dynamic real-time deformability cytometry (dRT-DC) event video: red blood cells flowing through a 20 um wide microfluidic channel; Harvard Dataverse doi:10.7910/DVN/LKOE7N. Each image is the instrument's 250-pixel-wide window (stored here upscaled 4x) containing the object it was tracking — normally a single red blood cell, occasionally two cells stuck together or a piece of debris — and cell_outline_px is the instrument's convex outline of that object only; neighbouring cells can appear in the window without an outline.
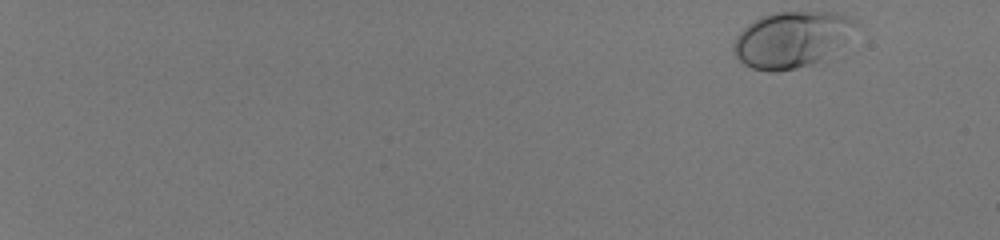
{"species": "human", "species_latin": "Homo sapiens", "temperature_condition": "room temperature", "stored_images_in_passage": 51, "camera_frame_rate_fps": 3000, "um_per_image_px": 0.085, "donor": {"sex": "male"}, "frame": {"image": 1, "passage_image": 1, "time_ms": 0.0, "image_size_px": [1000, 240], "cell_outline_px": [[856, 24], [820, 60], [796, 68], [776, 72], [768, 72], [752, 68], [744, 64], [736, 56], [732, 48], [736, 36], [748, 24], [760, 16], [776, 12], [832, 12], [848, 16], [856, 20]], "centroid_in_image_um": [67.14, 3.34], "position_along_channel_um": 17.9, "area_um2": 38.49}}
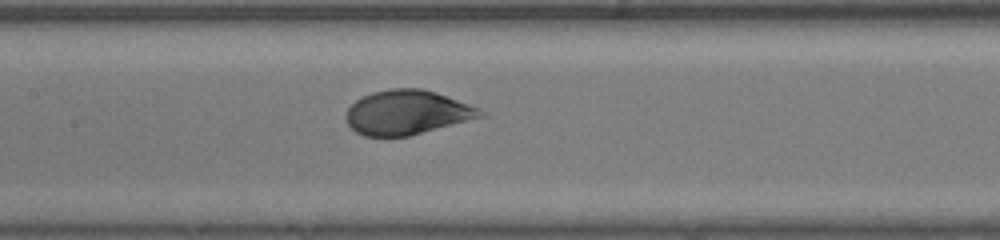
{"frame": {"image": 2, "passage_image": 29, "time_ms": 9.333, "image_size_px": [1000, 240], "cell_outline_px": [[484, 116], [408, 136], [364, 136], [356, 132], [348, 124], [344, 116], [348, 108], [356, 100], [372, 92], [392, 88], [420, 88], [436, 92], [468, 104], [484, 112]], "centroid_in_image_um": [34.55, 9.55], "position_along_channel_um": 172.9, "area_um2": 34.33}}
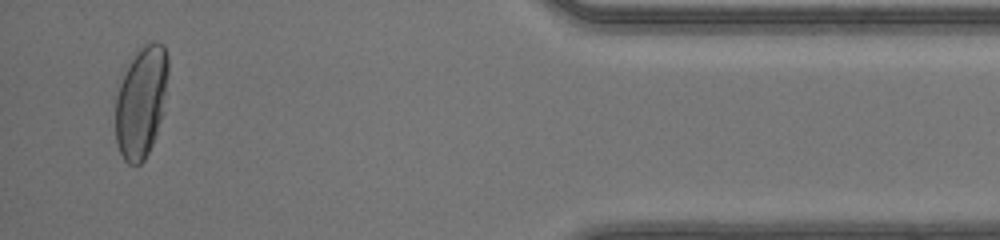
{"frame": {"image": 3, "passage_image": 50, "time_ms": 16.333, "image_size_px": [1000, 240], "cell_outline_px": [[168, 72], [164, 112], [152, 144], [144, 160], [136, 168], [128, 164], [124, 160], [116, 144], [116, 96], [120, 84], [136, 52], [144, 44], [164, 44], [168, 56]], "centroid_in_image_um": [12.02, 8.73], "position_along_channel_um": 423.2, "area_um2": 34.04}, "authors_computed_cell_mechanics": {"area_um2": 35.0846, "velocity_mm_per_s": 4.1502, "shape_relaxation_time_tau1_ms": 3.6261, "shape_relaxation_time_tau2_ms": null, "deformation_change_tau1": 0.196, "deformation_change_tau2": null}}